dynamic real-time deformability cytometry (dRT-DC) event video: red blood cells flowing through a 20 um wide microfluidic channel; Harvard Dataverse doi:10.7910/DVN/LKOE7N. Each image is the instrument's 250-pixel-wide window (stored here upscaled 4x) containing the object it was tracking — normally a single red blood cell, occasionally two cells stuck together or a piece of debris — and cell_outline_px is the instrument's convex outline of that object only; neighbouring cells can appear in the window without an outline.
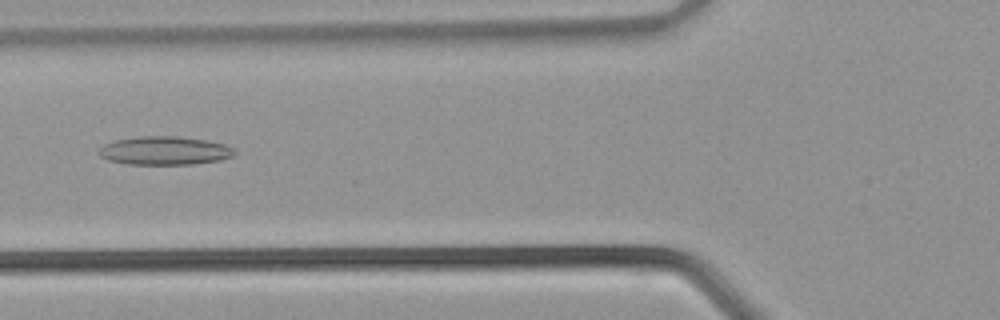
{"species": "common noctule bat (a hibernating species)", "species_latin": "Nyctalus noctula", "temperature_condition": "warm", "stored_images_in_passage": 34, "camera_frame_rate_fps": 3000, "um_per_image_px": 0.085, "animal": {"sex": "male", "body_mass_g": 21.5, "forearm_length_mm": 52.0}, "frame": {"image": 1, "passage_image": 13, "time_ms": 4.0, "image_size_px": [1000, 320], "cell_outline_px": [[236, 152], [232, 156], [220, 160], [192, 164], [128, 164], [108, 160], [100, 156], [100, 148], [104, 144], [116, 140], [140, 136], [176, 136], [208, 140], [224, 144], [236, 148]], "centroid_in_image_um": [14.03, 12.8], "position_along_channel_um": 111.8, "area_um2": 22.48}}
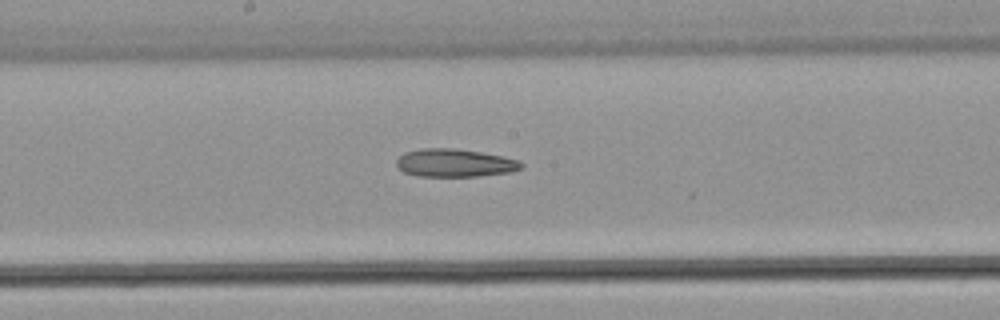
{"frame": {"image": 2, "passage_image": 18, "time_ms": 5.667, "image_size_px": [1000, 320], "cell_outline_px": [[524, 168], [512, 172], [476, 176], [416, 176], [404, 172], [396, 168], [396, 160], [404, 152], [420, 148], [452, 148], [480, 152], [520, 160], [524, 164]], "centroid_in_image_um": [38.64, 13.85], "position_along_channel_um": 209.6, "area_um2": 20.52}}
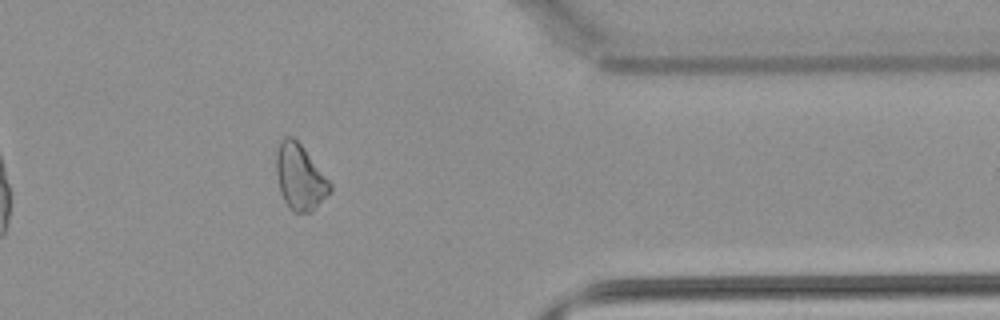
{"frame": {"image": 3, "passage_image": 28, "time_ms": 9.0, "image_size_px": [1000, 320], "cell_outline_px": [[332, 192], [312, 212], [296, 212], [284, 200], [280, 192], [276, 172], [276, 148], [280, 140], [284, 136], [292, 136], [300, 144], [332, 184]], "centroid_in_image_um": [25.5, 15.05], "position_along_channel_um": 385.9, "area_um2": 20.46}}